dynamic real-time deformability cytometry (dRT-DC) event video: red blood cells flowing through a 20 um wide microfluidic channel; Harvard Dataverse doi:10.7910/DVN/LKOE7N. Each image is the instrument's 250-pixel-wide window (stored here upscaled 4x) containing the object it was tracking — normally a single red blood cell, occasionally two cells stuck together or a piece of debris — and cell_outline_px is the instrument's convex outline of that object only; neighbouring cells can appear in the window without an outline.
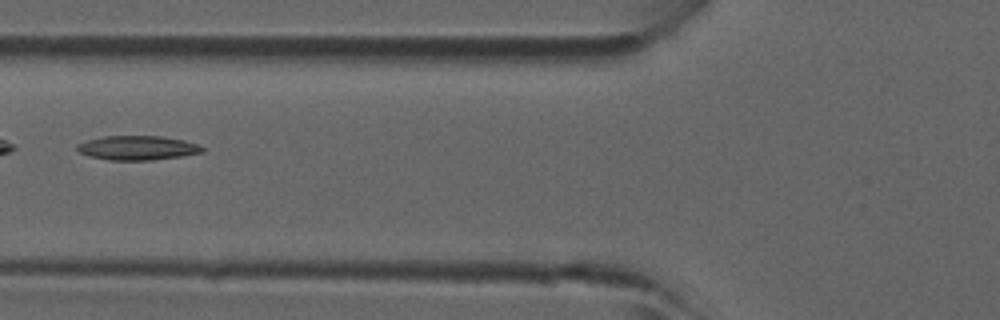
{"species": "common noctule bat (a hibernating species)", "species_latin": "Nyctalus noctula", "temperature_condition": "room temperature", "stored_images_in_passage": 8, "camera_frame_rate_fps": 3000, "um_per_image_px": 0.085, "animal": {"sex": "male", "forearm_length_mm": 52.5}, "frame": {"image": 1, "passage_image": 7, "time_ms": 2.0, "image_size_px": [1000, 320], "cell_outline_px": [[204, 152], [184, 156], [152, 160], [108, 160], [88, 156], [80, 152], [76, 148], [76, 144], [88, 140], [104, 136], [160, 136], [184, 140], [196, 144], [204, 148]], "centroid_in_image_um": [11.68, 12.57], "position_along_channel_um": 114.1, "area_um2": 17.74}}
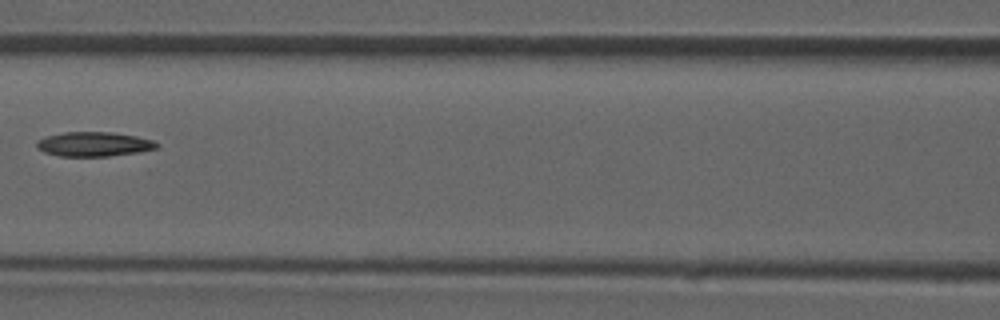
{"frame": {"image": 2, "passage_image": 8, "time_ms": 2.333, "image_size_px": [1000, 320], "cell_outline_px": [[160, 148], [140, 152], [108, 156], [60, 156], [44, 152], [36, 148], [36, 140], [48, 136], [64, 132], [112, 132], [136, 136], [152, 140], [160, 144]], "centroid_in_image_um": [8.01, 12.25], "position_along_channel_um": 158.6, "area_um2": 17.22}}